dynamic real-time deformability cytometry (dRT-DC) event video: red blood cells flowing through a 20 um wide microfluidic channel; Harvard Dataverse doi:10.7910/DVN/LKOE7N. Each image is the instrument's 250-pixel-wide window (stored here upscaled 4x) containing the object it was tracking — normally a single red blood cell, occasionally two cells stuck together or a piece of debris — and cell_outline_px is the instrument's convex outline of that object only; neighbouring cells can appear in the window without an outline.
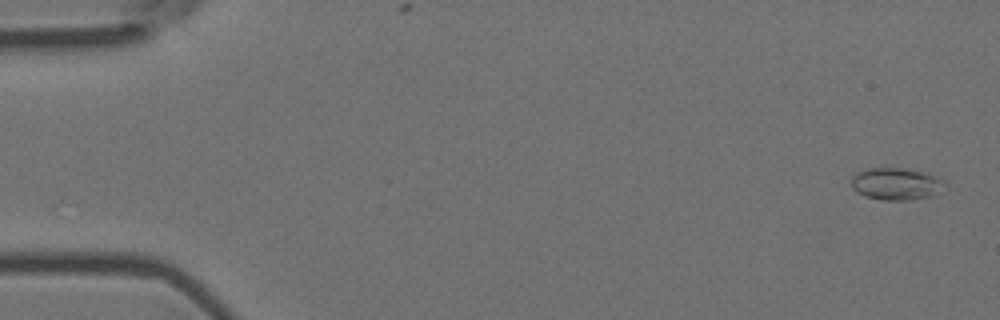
{"species": "Egyptian fruit bat (a non-hibernating species)", "species_latin": "Rousettus aegyptiacus", "temperature_condition": "room temperature", "stored_images_in_passage": 57, "camera_frame_rate_fps": 3000, "um_per_image_px": 0.085, "animal": {"sex": "female"}, "frame": {"image": 1, "passage_image": 2, "time_ms": 0.333, "image_size_px": [1000, 320], "cell_outline_px": [[944, 180], [936, 196], [912, 200], [884, 200], [864, 196], [856, 192], [852, 188], [852, 176], [856, 172], [868, 168], [904, 168], [936, 176]], "centroid_in_image_um": [76.13, 15.64], "position_along_channel_um": 8.9, "area_um2": 17.46}}
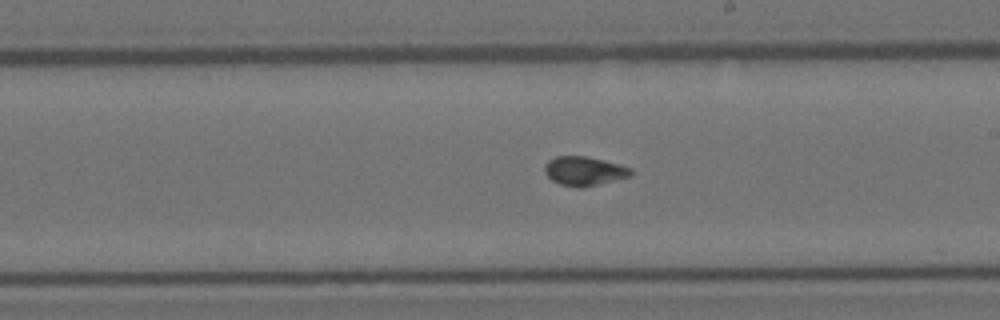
{"frame": {"image": 2, "passage_image": 32, "time_ms": 10.333, "image_size_px": [1000, 320], "cell_outline_px": [[632, 176], [584, 188], [576, 188], [560, 184], [552, 180], [544, 172], [544, 164], [548, 160], [556, 156], [584, 156], [604, 160], [620, 164], [632, 168]], "centroid_in_image_um": [49.66, 14.55], "position_along_channel_um": 239.3, "area_um2": 14.85}}
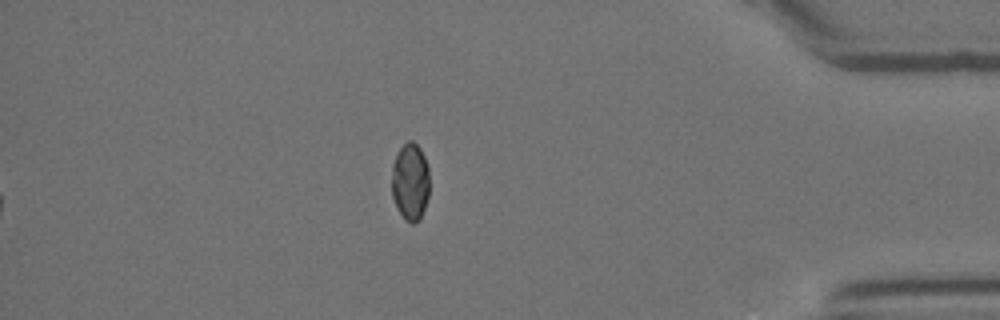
{"frame": {"image": 3, "passage_image": 57, "time_ms": 18.667, "image_size_px": [1000, 320], "cell_outline_px": [[428, 196], [420, 220], [412, 224], [404, 220], [392, 196], [392, 164], [400, 148], [408, 140], [412, 140], [420, 148], [424, 156], [428, 168]], "centroid_in_image_um": [34.87, 15.45], "position_along_channel_um": 400.3, "area_um2": 16.94}, "authors_computed_cell_mechanics": {"area_um2": 14.7968, "velocity_mm_per_s": 3.6729, "shape_relaxation_time_tau1_ms": null, "shape_relaxation_time_tau2_ms": 1.5175, "deformation_change_tau1": null, "deformation_change_tau2": 0.0451}}